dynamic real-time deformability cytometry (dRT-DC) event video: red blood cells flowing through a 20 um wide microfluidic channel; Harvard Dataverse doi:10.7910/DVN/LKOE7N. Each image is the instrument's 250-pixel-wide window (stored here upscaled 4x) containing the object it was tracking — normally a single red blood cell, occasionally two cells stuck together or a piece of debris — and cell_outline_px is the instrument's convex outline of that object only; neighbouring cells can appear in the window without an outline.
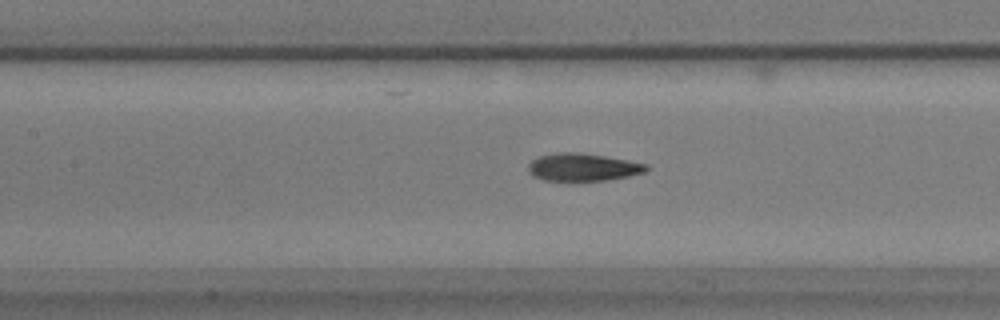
{"species": "common noctule bat (a hibernating species)", "species_latin": "Nyctalus noctula", "temperature_condition": "warm", "stored_images_in_passage": 53, "camera_frame_rate_fps": 3000, "um_per_image_px": 0.085, "animal": {"sex": "male", "body_mass_g": 17.9}, "frame": {"image": 1, "passage_image": 21, "time_ms": 6.667, "image_size_px": [1000, 320], "cell_outline_px": [[648, 168], [644, 172], [628, 176], [604, 180], [544, 180], [532, 176], [528, 172], [528, 164], [532, 160], [540, 156], [560, 152], [580, 152], [628, 160], [648, 164]], "centroid_in_image_um": [49.52, 14.2], "position_along_channel_um": 157.9, "area_um2": 18.84}}
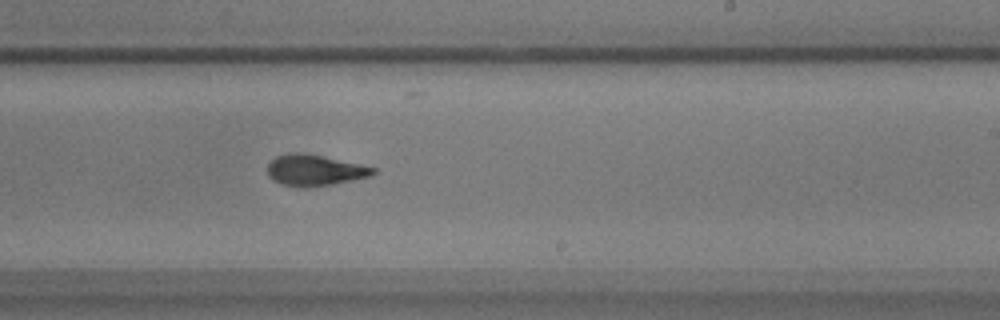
{"frame": {"image": 2, "passage_image": 30, "time_ms": 9.667, "image_size_px": [1000, 320], "cell_outline_px": [[376, 172], [372, 176], [332, 184], [304, 188], [280, 184], [272, 180], [268, 176], [268, 164], [276, 156], [288, 152], [304, 152], [376, 168]], "centroid_in_image_um": [26.71, 14.47], "position_along_channel_um": 262.3, "area_um2": 19.19}}
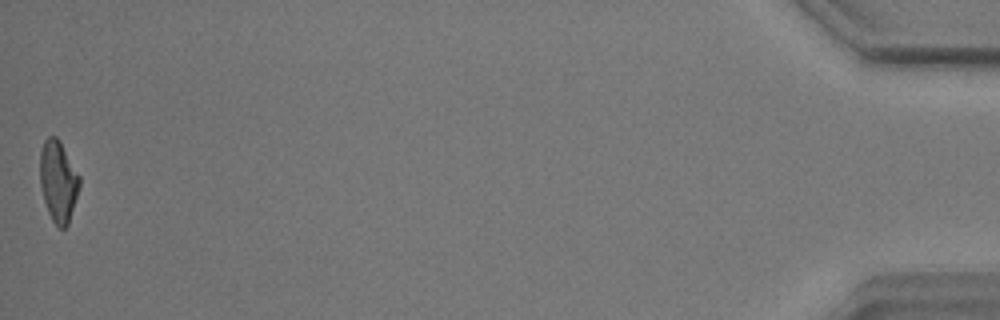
{"frame": {"image": 3, "passage_image": 53, "time_ms": 17.333, "image_size_px": [1000, 320], "cell_outline_px": [[80, 184], [68, 224], [64, 228], [60, 228], [52, 220], [48, 212], [44, 200], [40, 184], [40, 152], [44, 140], [48, 136], [56, 136], [60, 140], [80, 176]], "centroid_in_image_um": [4.94, 15.37], "position_along_channel_um": 430.3, "area_um2": 18.61}, "authors_computed_cell_mechanics": {"area_um2": 19.1896, "velocity_mm_per_s": 3.4929, "shape_relaxation_time_tau1_ms": 3.6095, "shape_relaxation_time_tau2_ms": 2.2425, "deformation_change_tau1": 0.1717, "deformation_change_tau2": 0.0869}}